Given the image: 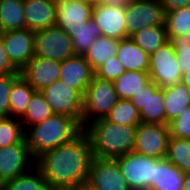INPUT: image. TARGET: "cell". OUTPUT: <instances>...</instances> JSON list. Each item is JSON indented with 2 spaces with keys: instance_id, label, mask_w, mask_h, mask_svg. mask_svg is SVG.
Here are the masks:
<instances>
[{
  "instance_id": "cell-24",
  "label": "cell",
  "mask_w": 190,
  "mask_h": 190,
  "mask_svg": "<svg viewBox=\"0 0 190 190\" xmlns=\"http://www.w3.org/2000/svg\"><path fill=\"white\" fill-rule=\"evenodd\" d=\"M120 40L103 35L95 39L93 45L84 55L94 71L111 57L116 56Z\"/></svg>"
},
{
  "instance_id": "cell-22",
  "label": "cell",
  "mask_w": 190,
  "mask_h": 190,
  "mask_svg": "<svg viewBox=\"0 0 190 190\" xmlns=\"http://www.w3.org/2000/svg\"><path fill=\"white\" fill-rule=\"evenodd\" d=\"M26 29L24 0H0V33Z\"/></svg>"
},
{
  "instance_id": "cell-38",
  "label": "cell",
  "mask_w": 190,
  "mask_h": 190,
  "mask_svg": "<svg viewBox=\"0 0 190 190\" xmlns=\"http://www.w3.org/2000/svg\"><path fill=\"white\" fill-rule=\"evenodd\" d=\"M124 72L122 63L117 56H113L95 71V76L103 80L114 81Z\"/></svg>"
},
{
  "instance_id": "cell-18",
  "label": "cell",
  "mask_w": 190,
  "mask_h": 190,
  "mask_svg": "<svg viewBox=\"0 0 190 190\" xmlns=\"http://www.w3.org/2000/svg\"><path fill=\"white\" fill-rule=\"evenodd\" d=\"M26 28L32 31L53 27L56 24V0H24Z\"/></svg>"
},
{
  "instance_id": "cell-6",
  "label": "cell",
  "mask_w": 190,
  "mask_h": 190,
  "mask_svg": "<svg viewBox=\"0 0 190 190\" xmlns=\"http://www.w3.org/2000/svg\"><path fill=\"white\" fill-rule=\"evenodd\" d=\"M34 50L35 56L58 62L75 56L72 38L56 26L34 31Z\"/></svg>"
},
{
  "instance_id": "cell-20",
  "label": "cell",
  "mask_w": 190,
  "mask_h": 190,
  "mask_svg": "<svg viewBox=\"0 0 190 190\" xmlns=\"http://www.w3.org/2000/svg\"><path fill=\"white\" fill-rule=\"evenodd\" d=\"M125 71L149 72V55L131 37L121 39L116 54Z\"/></svg>"
},
{
  "instance_id": "cell-45",
  "label": "cell",
  "mask_w": 190,
  "mask_h": 190,
  "mask_svg": "<svg viewBox=\"0 0 190 190\" xmlns=\"http://www.w3.org/2000/svg\"><path fill=\"white\" fill-rule=\"evenodd\" d=\"M79 1L91 4L93 6L102 3V0H79Z\"/></svg>"
},
{
  "instance_id": "cell-14",
  "label": "cell",
  "mask_w": 190,
  "mask_h": 190,
  "mask_svg": "<svg viewBox=\"0 0 190 190\" xmlns=\"http://www.w3.org/2000/svg\"><path fill=\"white\" fill-rule=\"evenodd\" d=\"M61 62L34 56L20 71V75L36 90L42 91L59 80Z\"/></svg>"
},
{
  "instance_id": "cell-32",
  "label": "cell",
  "mask_w": 190,
  "mask_h": 190,
  "mask_svg": "<svg viewBox=\"0 0 190 190\" xmlns=\"http://www.w3.org/2000/svg\"><path fill=\"white\" fill-rule=\"evenodd\" d=\"M106 119L124 126H138L141 123L138 109L127 99H119Z\"/></svg>"
},
{
  "instance_id": "cell-28",
  "label": "cell",
  "mask_w": 190,
  "mask_h": 190,
  "mask_svg": "<svg viewBox=\"0 0 190 190\" xmlns=\"http://www.w3.org/2000/svg\"><path fill=\"white\" fill-rule=\"evenodd\" d=\"M75 50V55L84 56L97 37L102 36L101 30L94 20L84 22L83 26L69 33Z\"/></svg>"
},
{
  "instance_id": "cell-35",
  "label": "cell",
  "mask_w": 190,
  "mask_h": 190,
  "mask_svg": "<svg viewBox=\"0 0 190 190\" xmlns=\"http://www.w3.org/2000/svg\"><path fill=\"white\" fill-rule=\"evenodd\" d=\"M176 51V59L181 74L190 71V33L174 37L170 40Z\"/></svg>"
},
{
  "instance_id": "cell-2",
  "label": "cell",
  "mask_w": 190,
  "mask_h": 190,
  "mask_svg": "<svg viewBox=\"0 0 190 190\" xmlns=\"http://www.w3.org/2000/svg\"><path fill=\"white\" fill-rule=\"evenodd\" d=\"M137 126L114 124L106 118L87 123L83 127L93 156L117 158L134 151Z\"/></svg>"
},
{
  "instance_id": "cell-34",
  "label": "cell",
  "mask_w": 190,
  "mask_h": 190,
  "mask_svg": "<svg viewBox=\"0 0 190 190\" xmlns=\"http://www.w3.org/2000/svg\"><path fill=\"white\" fill-rule=\"evenodd\" d=\"M25 130L19 118L8 117L0 121V148L21 142Z\"/></svg>"
},
{
  "instance_id": "cell-3",
  "label": "cell",
  "mask_w": 190,
  "mask_h": 190,
  "mask_svg": "<svg viewBox=\"0 0 190 190\" xmlns=\"http://www.w3.org/2000/svg\"><path fill=\"white\" fill-rule=\"evenodd\" d=\"M83 131L82 125L70 116L52 114L43 122L29 127L25 139L34 159L63 145Z\"/></svg>"
},
{
  "instance_id": "cell-8",
  "label": "cell",
  "mask_w": 190,
  "mask_h": 190,
  "mask_svg": "<svg viewBox=\"0 0 190 190\" xmlns=\"http://www.w3.org/2000/svg\"><path fill=\"white\" fill-rule=\"evenodd\" d=\"M149 56V75L155 84L167 88L181 82L176 51L170 41Z\"/></svg>"
},
{
  "instance_id": "cell-31",
  "label": "cell",
  "mask_w": 190,
  "mask_h": 190,
  "mask_svg": "<svg viewBox=\"0 0 190 190\" xmlns=\"http://www.w3.org/2000/svg\"><path fill=\"white\" fill-rule=\"evenodd\" d=\"M165 158L184 174L190 173V140L170 137Z\"/></svg>"
},
{
  "instance_id": "cell-21",
  "label": "cell",
  "mask_w": 190,
  "mask_h": 190,
  "mask_svg": "<svg viewBox=\"0 0 190 190\" xmlns=\"http://www.w3.org/2000/svg\"><path fill=\"white\" fill-rule=\"evenodd\" d=\"M141 123L167 124L164 108V88H160L152 80L148 82V100L139 111Z\"/></svg>"
},
{
  "instance_id": "cell-16",
  "label": "cell",
  "mask_w": 190,
  "mask_h": 190,
  "mask_svg": "<svg viewBox=\"0 0 190 190\" xmlns=\"http://www.w3.org/2000/svg\"><path fill=\"white\" fill-rule=\"evenodd\" d=\"M94 76L95 71L84 56L75 55L61 62L59 80L76 88L83 96Z\"/></svg>"
},
{
  "instance_id": "cell-39",
  "label": "cell",
  "mask_w": 190,
  "mask_h": 190,
  "mask_svg": "<svg viewBox=\"0 0 190 190\" xmlns=\"http://www.w3.org/2000/svg\"><path fill=\"white\" fill-rule=\"evenodd\" d=\"M20 74V72L10 62L6 49L0 36V76Z\"/></svg>"
},
{
  "instance_id": "cell-11",
  "label": "cell",
  "mask_w": 190,
  "mask_h": 190,
  "mask_svg": "<svg viewBox=\"0 0 190 190\" xmlns=\"http://www.w3.org/2000/svg\"><path fill=\"white\" fill-rule=\"evenodd\" d=\"M169 139L168 124L140 123L136 130L134 151L163 159L166 157Z\"/></svg>"
},
{
  "instance_id": "cell-29",
  "label": "cell",
  "mask_w": 190,
  "mask_h": 190,
  "mask_svg": "<svg viewBox=\"0 0 190 190\" xmlns=\"http://www.w3.org/2000/svg\"><path fill=\"white\" fill-rule=\"evenodd\" d=\"M53 114L51 107L43 94L36 91L30 103L28 104L25 114L20 118L23 128L26 131L29 127L43 122Z\"/></svg>"
},
{
  "instance_id": "cell-26",
  "label": "cell",
  "mask_w": 190,
  "mask_h": 190,
  "mask_svg": "<svg viewBox=\"0 0 190 190\" xmlns=\"http://www.w3.org/2000/svg\"><path fill=\"white\" fill-rule=\"evenodd\" d=\"M131 38L148 55L169 41L165 25L145 27L132 35Z\"/></svg>"
},
{
  "instance_id": "cell-36",
  "label": "cell",
  "mask_w": 190,
  "mask_h": 190,
  "mask_svg": "<svg viewBox=\"0 0 190 190\" xmlns=\"http://www.w3.org/2000/svg\"><path fill=\"white\" fill-rule=\"evenodd\" d=\"M20 74L0 76V116L10 117V91L13 83L20 77Z\"/></svg>"
},
{
  "instance_id": "cell-12",
  "label": "cell",
  "mask_w": 190,
  "mask_h": 190,
  "mask_svg": "<svg viewBox=\"0 0 190 190\" xmlns=\"http://www.w3.org/2000/svg\"><path fill=\"white\" fill-rule=\"evenodd\" d=\"M87 184L96 190H131L113 158L94 157L89 169Z\"/></svg>"
},
{
  "instance_id": "cell-33",
  "label": "cell",
  "mask_w": 190,
  "mask_h": 190,
  "mask_svg": "<svg viewBox=\"0 0 190 190\" xmlns=\"http://www.w3.org/2000/svg\"><path fill=\"white\" fill-rule=\"evenodd\" d=\"M165 26L169 41L190 33V6L166 12Z\"/></svg>"
},
{
  "instance_id": "cell-25",
  "label": "cell",
  "mask_w": 190,
  "mask_h": 190,
  "mask_svg": "<svg viewBox=\"0 0 190 190\" xmlns=\"http://www.w3.org/2000/svg\"><path fill=\"white\" fill-rule=\"evenodd\" d=\"M150 80L149 72L129 70L114 80L113 84L119 99L130 100L133 94L144 89V85Z\"/></svg>"
},
{
  "instance_id": "cell-19",
  "label": "cell",
  "mask_w": 190,
  "mask_h": 190,
  "mask_svg": "<svg viewBox=\"0 0 190 190\" xmlns=\"http://www.w3.org/2000/svg\"><path fill=\"white\" fill-rule=\"evenodd\" d=\"M185 174L166 158L154 163V174L148 190H183Z\"/></svg>"
},
{
  "instance_id": "cell-15",
  "label": "cell",
  "mask_w": 190,
  "mask_h": 190,
  "mask_svg": "<svg viewBox=\"0 0 190 190\" xmlns=\"http://www.w3.org/2000/svg\"><path fill=\"white\" fill-rule=\"evenodd\" d=\"M57 15L55 26L70 33L92 19L93 5L79 0H56Z\"/></svg>"
},
{
  "instance_id": "cell-27",
  "label": "cell",
  "mask_w": 190,
  "mask_h": 190,
  "mask_svg": "<svg viewBox=\"0 0 190 190\" xmlns=\"http://www.w3.org/2000/svg\"><path fill=\"white\" fill-rule=\"evenodd\" d=\"M36 90L20 76L12 85L10 91V117L21 118Z\"/></svg>"
},
{
  "instance_id": "cell-7",
  "label": "cell",
  "mask_w": 190,
  "mask_h": 190,
  "mask_svg": "<svg viewBox=\"0 0 190 190\" xmlns=\"http://www.w3.org/2000/svg\"><path fill=\"white\" fill-rule=\"evenodd\" d=\"M124 12L127 38L145 27L165 25L166 12L159 0H131Z\"/></svg>"
},
{
  "instance_id": "cell-1",
  "label": "cell",
  "mask_w": 190,
  "mask_h": 190,
  "mask_svg": "<svg viewBox=\"0 0 190 190\" xmlns=\"http://www.w3.org/2000/svg\"><path fill=\"white\" fill-rule=\"evenodd\" d=\"M94 156L89 139L82 131L73 140L35 159V167L51 190H76L87 183Z\"/></svg>"
},
{
  "instance_id": "cell-4",
  "label": "cell",
  "mask_w": 190,
  "mask_h": 190,
  "mask_svg": "<svg viewBox=\"0 0 190 190\" xmlns=\"http://www.w3.org/2000/svg\"><path fill=\"white\" fill-rule=\"evenodd\" d=\"M118 100L113 81L94 76L83 96L82 127L89 122L106 118Z\"/></svg>"
},
{
  "instance_id": "cell-23",
  "label": "cell",
  "mask_w": 190,
  "mask_h": 190,
  "mask_svg": "<svg viewBox=\"0 0 190 190\" xmlns=\"http://www.w3.org/2000/svg\"><path fill=\"white\" fill-rule=\"evenodd\" d=\"M190 106V90L181 82L164 88V108L167 124Z\"/></svg>"
},
{
  "instance_id": "cell-44",
  "label": "cell",
  "mask_w": 190,
  "mask_h": 190,
  "mask_svg": "<svg viewBox=\"0 0 190 190\" xmlns=\"http://www.w3.org/2000/svg\"><path fill=\"white\" fill-rule=\"evenodd\" d=\"M183 190H190V173L185 174Z\"/></svg>"
},
{
  "instance_id": "cell-10",
  "label": "cell",
  "mask_w": 190,
  "mask_h": 190,
  "mask_svg": "<svg viewBox=\"0 0 190 190\" xmlns=\"http://www.w3.org/2000/svg\"><path fill=\"white\" fill-rule=\"evenodd\" d=\"M35 166L29 146L21 142L0 148V185L29 172Z\"/></svg>"
},
{
  "instance_id": "cell-13",
  "label": "cell",
  "mask_w": 190,
  "mask_h": 190,
  "mask_svg": "<svg viewBox=\"0 0 190 190\" xmlns=\"http://www.w3.org/2000/svg\"><path fill=\"white\" fill-rule=\"evenodd\" d=\"M4 47L13 66L20 72L35 56L34 31L29 29L1 32Z\"/></svg>"
},
{
  "instance_id": "cell-46",
  "label": "cell",
  "mask_w": 190,
  "mask_h": 190,
  "mask_svg": "<svg viewBox=\"0 0 190 190\" xmlns=\"http://www.w3.org/2000/svg\"><path fill=\"white\" fill-rule=\"evenodd\" d=\"M76 190H96V189H94L93 187H91L90 185L85 183L84 185H82L80 188H78Z\"/></svg>"
},
{
  "instance_id": "cell-5",
  "label": "cell",
  "mask_w": 190,
  "mask_h": 190,
  "mask_svg": "<svg viewBox=\"0 0 190 190\" xmlns=\"http://www.w3.org/2000/svg\"><path fill=\"white\" fill-rule=\"evenodd\" d=\"M40 92L49 103L53 114L70 116L82 125L83 95L76 88L57 80Z\"/></svg>"
},
{
  "instance_id": "cell-30",
  "label": "cell",
  "mask_w": 190,
  "mask_h": 190,
  "mask_svg": "<svg viewBox=\"0 0 190 190\" xmlns=\"http://www.w3.org/2000/svg\"><path fill=\"white\" fill-rule=\"evenodd\" d=\"M0 190H51L41 172L34 166L29 172L5 182Z\"/></svg>"
},
{
  "instance_id": "cell-42",
  "label": "cell",
  "mask_w": 190,
  "mask_h": 190,
  "mask_svg": "<svg viewBox=\"0 0 190 190\" xmlns=\"http://www.w3.org/2000/svg\"><path fill=\"white\" fill-rule=\"evenodd\" d=\"M131 0H102V4L112 7L125 8Z\"/></svg>"
},
{
  "instance_id": "cell-17",
  "label": "cell",
  "mask_w": 190,
  "mask_h": 190,
  "mask_svg": "<svg viewBox=\"0 0 190 190\" xmlns=\"http://www.w3.org/2000/svg\"><path fill=\"white\" fill-rule=\"evenodd\" d=\"M92 20L97 23L103 36L114 39L127 38L124 8L100 3L93 7Z\"/></svg>"
},
{
  "instance_id": "cell-41",
  "label": "cell",
  "mask_w": 190,
  "mask_h": 190,
  "mask_svg": "<svg viewBox=\"0 0 190 190\" xmlns=\"http://www.w3.org/2000/svg\"><path fill=\"white\" fill-rule=\"evenodd\" d=\"M165 12L190 6V0H159Z\"/></svg>"
},
{
  "instance_id": "cell-9",
  "label": "cell",
  "mask_w": 190,
  "mask_h": 190,
  "mask_svg": "<svg viewBox=\"0 0 190 190\" xmlns=\"http://www.w3.org/2000/svg\"><path fill=\"white\" fill-rule=\"evenodd\" d=\"M131 190H148L152 184L154 163L158 160L132 151L115 158Z\"/></svg>"
},
{
  "instance_id": "cell-37",
  "label": "cell",
  "mask_w": 190,
  "mask_h": 190,
  "mask_svg": "<svg viewBox=\"0 0 190 190\" xmlns=\"http://www.w3.org/2000/svg\"><path fill=\"white\" fill-rule=\"evenodd\" d=\"M170 137L190 140V106L175 119L169 122Z\"/></svg>"
},
{
  "instance_id": "cell-40",
  "label": "cell",
  "mask_w": 190,
  "mask_h": 190,
  "mask_svg": "<svg viewBox=\"0 0 190 190\" xmlns=\"http://www.w3.org/2000/svg\"><path fill=\"white\" fill-rule=\"evenodd\" d=\"M148 100V83L144 85V89H141L139 92L133 94L130 101L132 104L140 111Z\"/></svg>"
},
{
  "instance_id": "cell-43",
  "label": "cell",
  "mask_w": 190,
  "mask_h": 190,
  "mask_svg": "<svg viewBox=\"0 0 190 190\" xmlns=\"http://www.w3.org/2000/svg\"><path fill=\"white\" fill-rule=\"evenodd\" d=\"M181 83L184 84L190 90V71L182 75Z\"/></svg>"
}]
</instances>
